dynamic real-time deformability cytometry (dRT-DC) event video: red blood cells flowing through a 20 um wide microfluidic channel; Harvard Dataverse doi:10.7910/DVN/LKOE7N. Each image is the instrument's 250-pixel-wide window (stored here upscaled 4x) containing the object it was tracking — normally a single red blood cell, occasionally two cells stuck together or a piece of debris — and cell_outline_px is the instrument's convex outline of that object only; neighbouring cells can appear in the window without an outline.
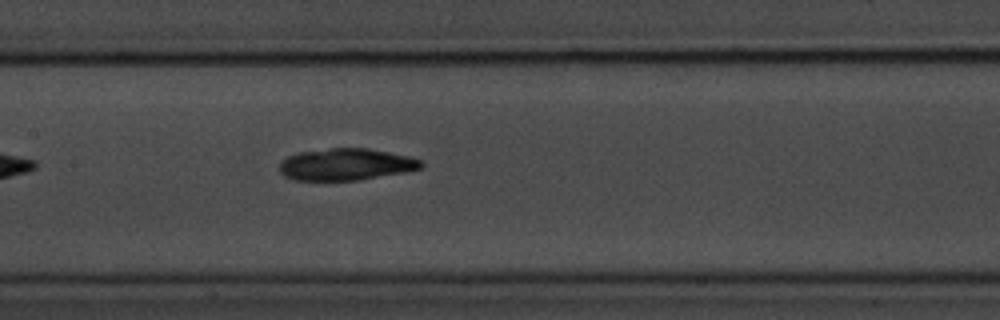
{"species": "common noctule bat (a hibernating species)", "species_latin": "Nyctalus noctula", "temperature_condition": "room temperature", "stored_images_in_passage": 8, "camera_frame_rate_fps": 3000, "um_per_image_px": 0.085, "animal": {"sex": "male", "body_mass_g": 20.1, "forearm_length_mm": 53.5}, "frame": {"image": 1, "passage_image": 8, "time_ms": 8.0, "image_size_px": [1000, 320], "cell_outline_px": [[424, 168], [404, 172], [360, 180], [292, 180], [284, 176], [280, 172], [280, 160], [296, 152], [332, 148], [368, 148], [408, 156], [420, 160], [424, 164]], "centroid_in_image_um": [29.38, 13.97], "position_along_channel_um": 178.0, "area_um2": 26.41}}